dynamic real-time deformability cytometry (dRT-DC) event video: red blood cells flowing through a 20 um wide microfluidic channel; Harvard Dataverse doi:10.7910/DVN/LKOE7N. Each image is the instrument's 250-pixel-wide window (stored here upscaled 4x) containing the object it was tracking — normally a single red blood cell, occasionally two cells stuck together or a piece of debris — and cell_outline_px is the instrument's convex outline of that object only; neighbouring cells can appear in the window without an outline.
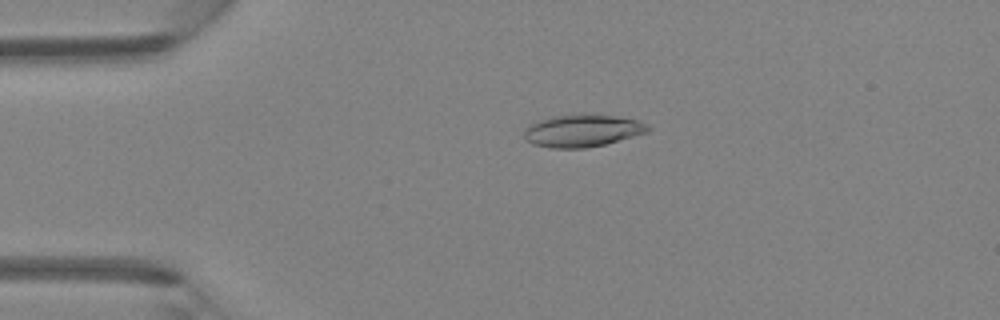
{"species": "Egyptian fruit bat (a non-hibernating species)", "species_latin": "Rousettus aegyptiacus", "temperature_condition": "room temperature", "stored_images_in_passage": 45, "camera_frame_rate_fps": 3000, "um_per_image_px": 0.085, "animal": {"sex": "female"}, "frame": {"image": 1, "passage_image": 10, "time_ms": 3.0, "image_size_px": [1000, 320], "cell_outline_px": [[652, 128], [648, 132], [604, 144], [584, 148], [552, 148], [532, 144], [524, 140], [524, 128], [528, 124], [536, 120], [552, 116], [584, 112], [616, 116], [636, 120], [648, 124]], "centroid_in_image_um": [49.45, 11.08], "position_along_channel_um": 35.5, "area_um2": 23.93}}
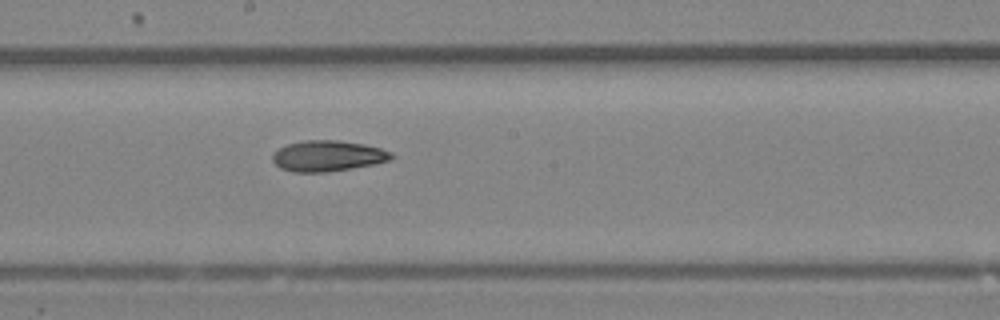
{"frame": {"image": 2, "passage_image": 25, "time_ms": 8.0, "image_size_px": [1000, 320], "cell_outline_px": [[396, 156], [392, 160], [376, 164], [352, 168], [324, 172], [292, 172], [280, 168], [272, 160], [272, 152], [288, 144], [304, 140], [336, 140], [364, 144], [380, 148], [392, 152]], "centroid_in_image_um": [27.89, 13.25], "position_along_channel_um": 220.3, "area_um2": 21.5}}
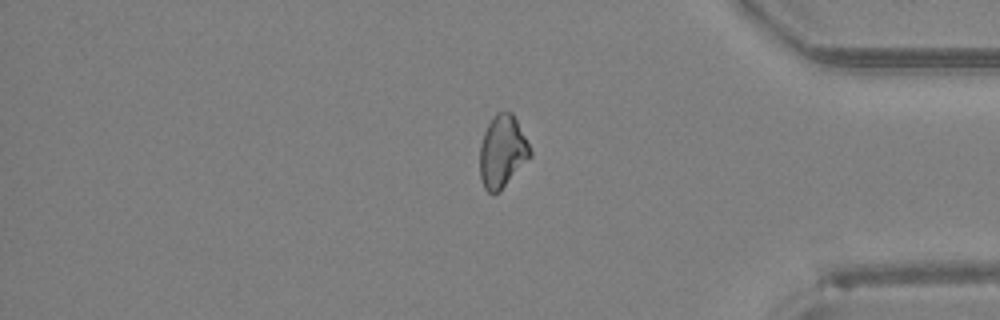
{"frame": {"image": 3, "passage_image": 38, "time_ms": 12.333, "image_size_px": [1000, 320], "cell_outline_px": [[532, 156], [500, 192], [492, 196], [484, 188], [480, 180], [480, 144], [484, 132], [488, 124], [496, 112], [512, 112], [532, 152]], "centroid_in_image_um": [42.68, 12.94], "position_along_channel_um": 392.5, "area_um2": 21.33}}